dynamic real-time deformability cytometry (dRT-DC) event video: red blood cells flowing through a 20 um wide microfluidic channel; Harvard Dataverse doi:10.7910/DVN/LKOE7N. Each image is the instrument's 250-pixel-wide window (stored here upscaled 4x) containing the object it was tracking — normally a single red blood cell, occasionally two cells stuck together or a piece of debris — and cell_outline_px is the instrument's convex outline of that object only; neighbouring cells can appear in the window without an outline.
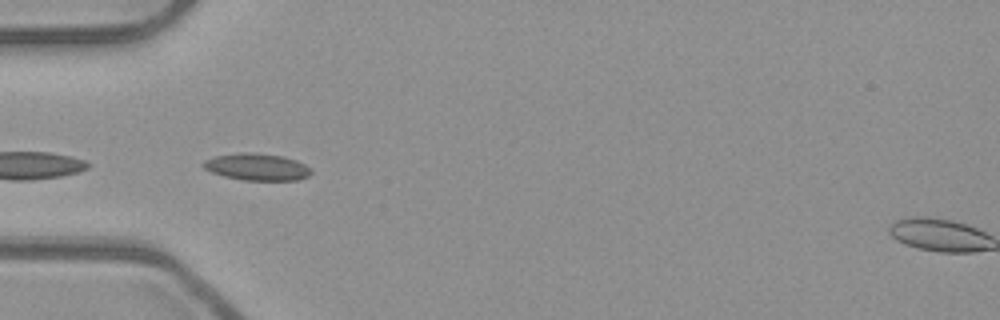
{"species": "common noctule bat (a hibernating species)", "species_latin": "Nyctalus noctula", "temperature_condition": "room temperature", "stored_images_in_passage": 21, "camera_frame_rate_fps": 3000, "um_per_image_px": 0.085, "animal": {"sex": "male", "body_mass_g": 23.1, "forearm_length_mm": 52.7}, "frame": {"image": 1, "passage_image": 18, "time_ms": 5.667, "image_size_px": [1000, 320], "cell_outline_px": [[312, 172], [308, 176], [296, 180], [244, 180], [224, 176], [212, 172], [204, 168], [200, 164], [204, 160], [216, 156], [240, 152], [252, 152], [284, 156], [296, 160], [312, 168]], "centroid_in_image_um": [21.84, 14.18], "position_along_channel_um": 63.2, "area_um2": 16.99}}